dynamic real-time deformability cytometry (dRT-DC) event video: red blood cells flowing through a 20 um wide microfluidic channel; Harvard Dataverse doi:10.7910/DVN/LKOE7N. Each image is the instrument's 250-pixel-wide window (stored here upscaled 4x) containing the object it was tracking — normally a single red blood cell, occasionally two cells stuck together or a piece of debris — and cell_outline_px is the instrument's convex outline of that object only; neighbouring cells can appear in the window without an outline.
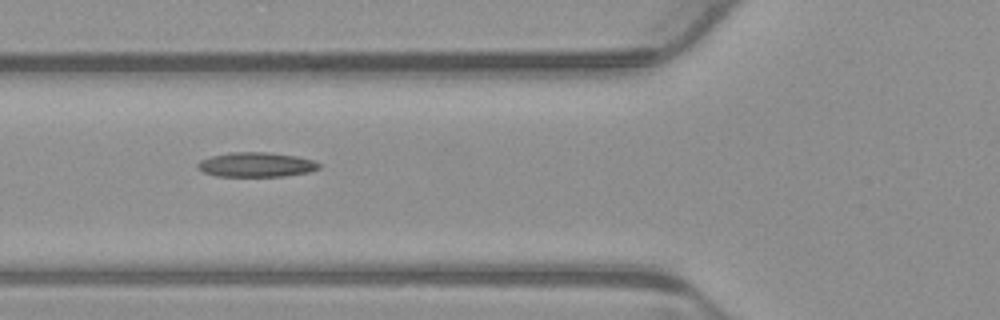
{"species": "common noctule bat (a hibernating species)", "species_latin": "Nyctalus noctula", "temperature_condition": "warm", "stored_images_in_passage": 7, "camera_frame_rate_fps": 3000, "um_per_image_px": 0.085, "animal": {"sex": "male", "body_mass_g": 23.1, "forearm_length_mm": 52.7}, "frame": {"image": 1, "passage_image": 5, "time_ms": 1.333, "image_size_px": [1000, 320], "cell_outline_px": [[320, 168], [308, 172], [284, 176], [216, 176], [204, 172], [196, 168], [196, 164], [200, 160], [212, 156], [232, 152], [268, 152], [296, 156], [312, 160], [320, 164]], "centroid_in_image_um": [21.75, 13.99], "position_along_channel_um": 104.1, "area_um2": 17.34}}
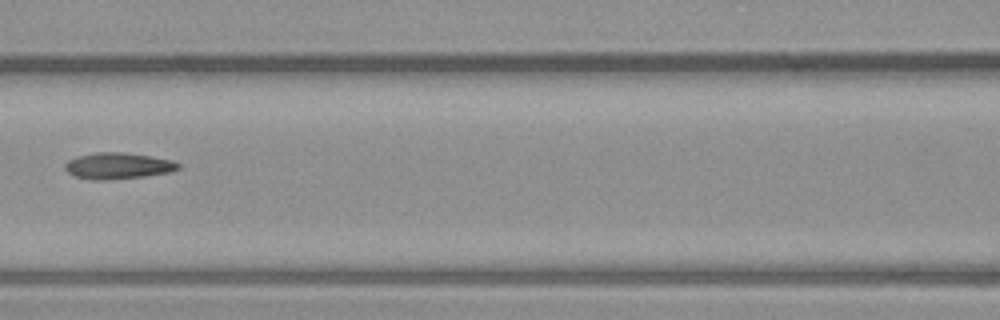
{"frame": {"image": 2, "passage_image": 6, "time_ms": 1.667, "image_size_px": [1000, 320], "cell_outline_px": [[180, 168], [168, 172], [144, 176], [104, 180], [92, 180], [72, 176], [64, 168], [64, 164], [68, 160], [80, 156], [96, 152], [124, 152], [172, 160], [180, 164]], "centroid_in_image_um": [9.99, 14.1], "position_along_channel_um": 156.6, "area_um2": 17.22}}
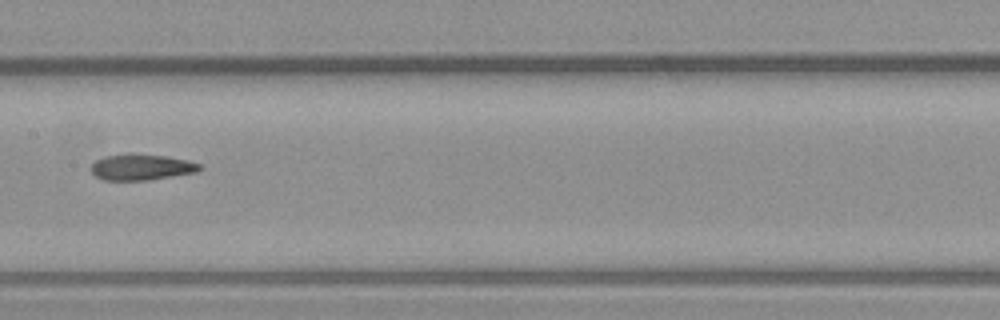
{"frame": {"image": 3, "passage_image": 7, "time_ms": 2.0, "image_size_px": [1000, 320], "cell_outline_px": [[200, 168], [196, 172], [148, 180], [104, 180], [96, 176], [88, 168], [96, 160], [104, 156], [128, 152], [132, 152], [168, 156], [188, 160], [200, 164]], "centroid_in_image_um": [11.97, 14.18], "position_along_channel_um": 195.4, "area_um2": 16.76}}